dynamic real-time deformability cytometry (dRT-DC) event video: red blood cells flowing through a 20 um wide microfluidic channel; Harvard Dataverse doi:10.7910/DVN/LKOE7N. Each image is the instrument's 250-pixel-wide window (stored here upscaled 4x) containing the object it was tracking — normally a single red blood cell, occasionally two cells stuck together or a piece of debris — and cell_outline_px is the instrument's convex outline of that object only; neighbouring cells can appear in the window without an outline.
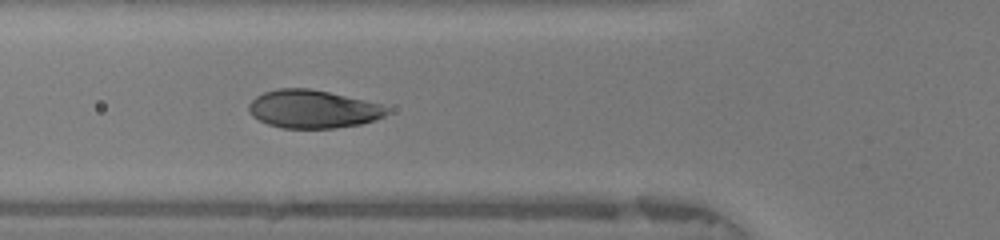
{"species": "human", "species_latin": "Homo sapiens", "temperature_condition": "warm", "stored_images_in_passage": 48, "camera_frame_rate_fps": 3000, "um_per_image_px": 0.085, "donor": {"sex": "female"}, "frame": {"image": 1, "passage_image": 17, "time_ms": 5.333, "image_size_px": [1000, 240], "cell_outline_px": [[388, 112], [384, 116], [376, 120], [360, 124], [336, 128], [284, 128], [268, 124], [252, 116], [248, 112], [248, 104], [256, 96], [264, 92], [276, 88], [308, 88], [328, 92], [364, 100], [380, 104], [388, 108]], "centroid_in_image_um": [26.57, 9.27], "position_along_channel_um": 99.2, "area_um2": 30.63}}
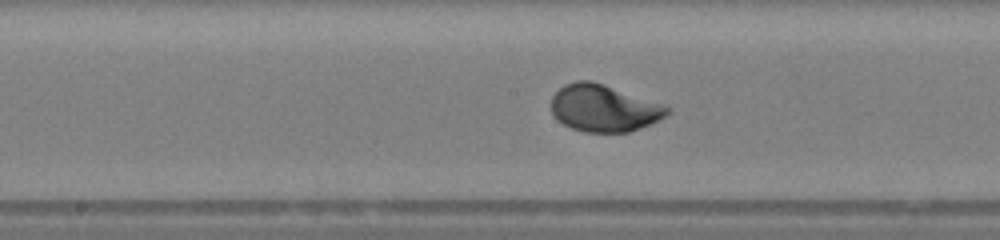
{"frame": {"image": 2, "passage_image": 24, "time_ms": 7.667, "image_size_px": [1000, 240], "cell_outline_px": [[672, 108], [664, 116], [648, 124], [628, 132], [584, 132], [572, 128], [556, 120], [552, 112], [552, 96], [564, 84], [576, 80], [592, 80], [664, 104]], "centroid_in_image_um": [51.3, 9.18], "position_along_channel_um": 196.9, "area_um2": 31.62}}
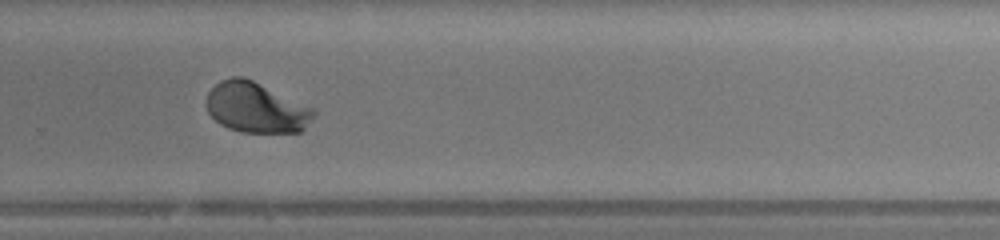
{"frame": {"image": 3, "passage_image": 32, "time_ms": 10.333, "image_size_px": [1000, 240], "cell_outline_px": [[316, 116], [300, 132], [240, 132], [228, 128], [220, 124], [208, 112], [208, 92], [220, 80], [232, 76], [244, 76], [316, 108]], "centroid_in_image_um": [21.82, 9.13], "position_along_channel_um": 308.0, "area_um2": 31.67}, "authors_computed_cell_mechanics": {"area_um2": 31.4432, "velocity_mm_per_s": 4.1919, "shape_relaxation_time_tau1_ms": 2.118, "shape_relaxation_time_tau2_ms": null, "deformation_change_tau1": 0.1731, "deformation_change_tau2": null}}